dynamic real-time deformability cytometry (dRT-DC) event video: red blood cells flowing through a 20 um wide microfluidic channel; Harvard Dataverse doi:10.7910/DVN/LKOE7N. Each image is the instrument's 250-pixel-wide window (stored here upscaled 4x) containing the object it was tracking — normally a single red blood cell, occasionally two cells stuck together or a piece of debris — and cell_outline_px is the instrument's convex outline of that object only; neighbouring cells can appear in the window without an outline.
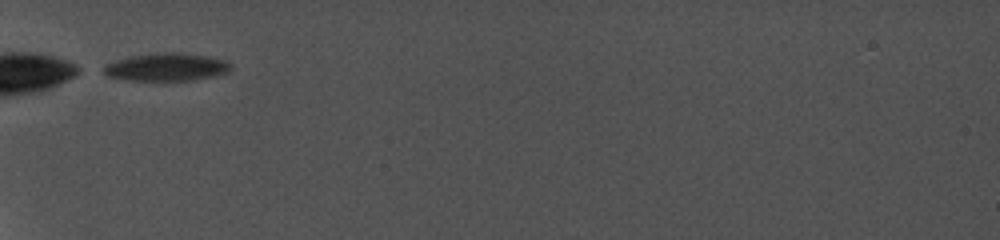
{"species": "common noctule bat (a hibernating species)", "species_latin": "Nyctalus noctula", "temperature_condition": "cold", "stored_images_in_passage": 29, "camera_frame_rate_fps": 5000, "um_per_image_px": 0.085, "animal": {"sex": "female", "body_mass_g": 19.0, "forearm_length_mm": 56.7}, "frame": {"image": 1, "passage_image": 1, "time_ms": 0.0, "image_size_px": [1000, 240], "cell_outline_px": [[232, 68], [228, 72], [216, 76], [192, 80], [164, 84], [124, 80], [108, 76], [104, 72], [104, 68], [108, 64], [116, 60], [132, 56], [164, 52], [176, 52], [208, 56], [228, 60], [232, 64]], "centroid_in_image_um": [14.2, 5.76], "position_along_channel_um": 70.8, "area_um2": 21.56}}